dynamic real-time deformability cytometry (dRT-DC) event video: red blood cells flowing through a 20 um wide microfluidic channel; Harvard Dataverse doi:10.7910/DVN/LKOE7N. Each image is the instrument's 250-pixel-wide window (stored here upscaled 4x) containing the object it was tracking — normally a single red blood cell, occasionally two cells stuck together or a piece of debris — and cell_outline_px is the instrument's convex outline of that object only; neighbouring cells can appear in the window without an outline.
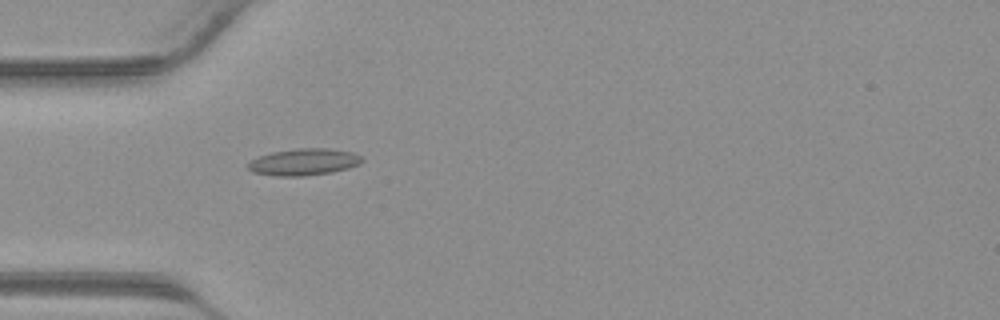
{"species": "common noctule bat (a hibernating species)", "species_latin": "Nyctalus noctula", "temperature_condition": "warm", "stored_images_in_passage": 42, "camera_frame_rate_fps": 3000, "um_per_image_px": 0.085, "animal": {"sex": "male", "body_mass_g": 23.1, "forearm_length_mm": 52.7}, "frame": {"image": 1, "passage_image": 13, "time_ms": 4.0, "image_size_px": [1000, 320], "cell_outline_px": [[364, 160], [360, 164], [348, 168], [332, 172], [304, 176], [276, 176], [252, 172], [248, 168], [248, 164], [256, 156], [272, 152], [296, 148], [328, 148], [352, 152], [360, 156]], "centroid_in_image_um": [25.82, 13.76], "position_along_channel_um": 59.2, "area_um2": 17.86}}
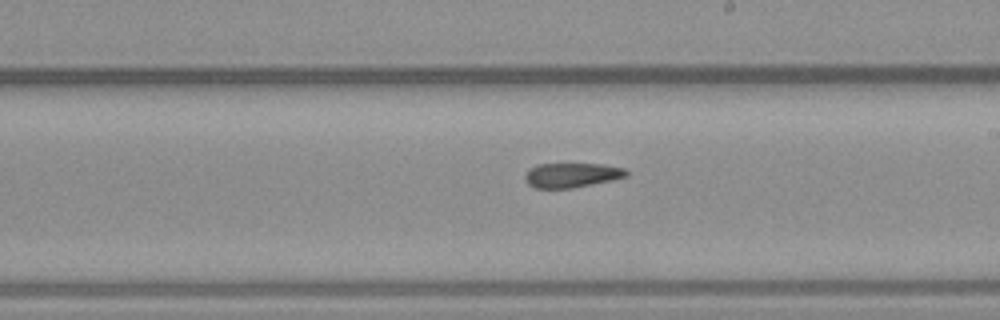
{"frame": {"image": 2, "passage_image": 24, "time_ms": 7.667, "image_size_px": [1000, 320], "cell_outline_px": [[628, 176], [612, 180], [572, 188], [536, 188], [528, 184], [524, 176], [528, 168], [536, 164], [604, 164], [624, 168], [628, 172]], "centroid_in_image_um": [48.58, 14.88], "position_along_channel_um": 240.4, "area_um2": 14.57}}
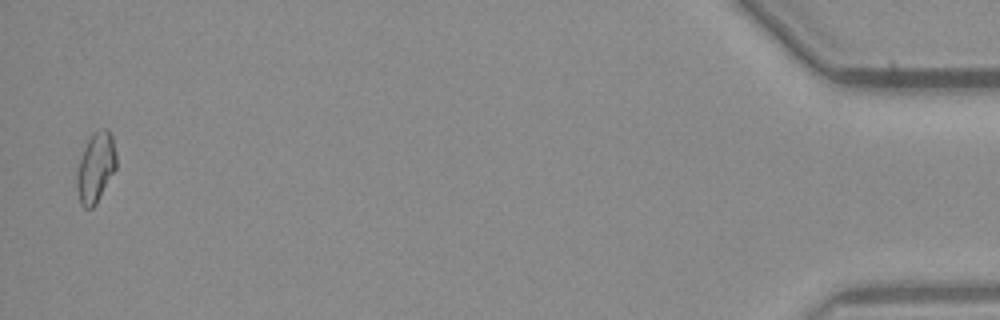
{"frame": {"image": 3, "passage_image": 41, "time_ms": 13.333, "image_size_px": [1000, 320], "cell_outline_px": [[116, 168], [96, 204], [92, 208], [84, 208], [80, 204], [76, 188], [76, 172], [84, 148], [92, 132], [104, 128], [108, 128], [112, 136], [116, 152]], "centroid_in_image_um": [8.13, 14.23], "position_along_channel_um": 427.1, "area_um2": 16.18}}